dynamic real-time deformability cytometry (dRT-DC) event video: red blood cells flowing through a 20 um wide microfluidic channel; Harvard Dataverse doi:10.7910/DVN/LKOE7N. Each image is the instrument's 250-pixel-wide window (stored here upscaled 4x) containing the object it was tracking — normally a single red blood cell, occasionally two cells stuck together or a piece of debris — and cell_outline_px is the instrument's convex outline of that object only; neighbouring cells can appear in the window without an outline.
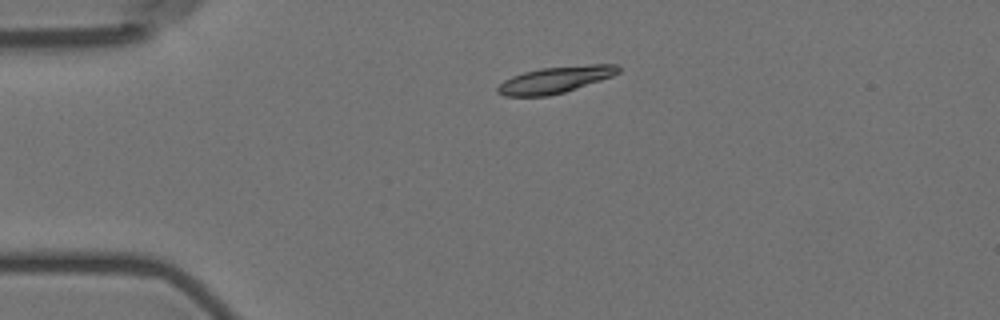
{"species": "Egyptian fruit bat (a non-hibernating species)", "species_latin": "Rousettus aegyptiacus", "temperature_condition": "room temperature", "stored_images_in_passage": 3, "camera_frame_rate_fps": 3000, "um_per_image_px": 0.085, "animal": {"sex": "female"}, "frame": {"image": 1, "passage_image": 3, "time_ms": 2.333, "image_size_px": [1000, 320], "cell_outline_px": [[620, 72], [612, 76], [564, 92], [548, 96], [504, 96], [496, 92], [496, 88], [504, 80], [512, 76], [524, 72], [540, 68], [588, 64], [616, 64], [620, 68]], "centroid_in_image_um": [47.18, 6.77], "position_along_channel_um": 37.8, "area_um2": 18.61}}